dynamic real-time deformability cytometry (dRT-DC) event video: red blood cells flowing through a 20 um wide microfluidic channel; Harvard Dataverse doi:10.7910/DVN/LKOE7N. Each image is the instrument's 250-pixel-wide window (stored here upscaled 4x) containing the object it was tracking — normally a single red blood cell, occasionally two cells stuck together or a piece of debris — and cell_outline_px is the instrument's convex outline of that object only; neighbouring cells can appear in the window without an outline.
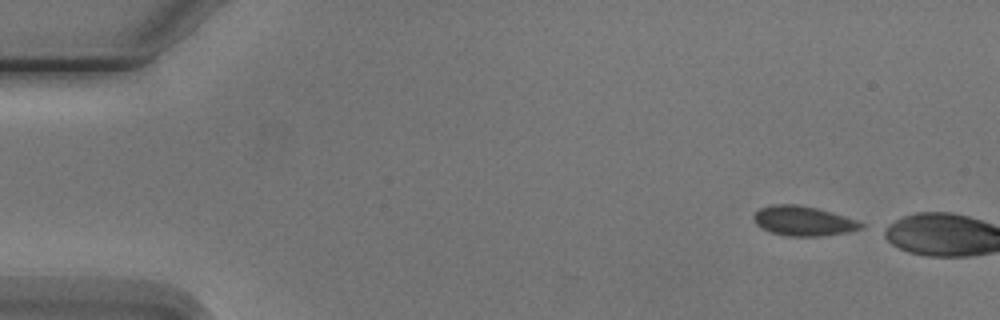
{"species": "Egyptian fruit bat (a non-hibernating species)", "species_latin": "Rousettus aegyptiacus", "temperature_condition": "cold", "stored_images_in_passage": 2, "camera_frame_rate_fps": 3000, "um_per_image_px": 0.085, "animal": {"sex": "male"}, "frame": {"image": 1, "passage_image": 1, "time_ms": 0.0, "image_size_px": [1000, 320], "cell_outline_px": [[864, 228], [848, 232], [820, 236], [788, 236], [772, 232], [756, 224], [752, 216], [760, 208], [772, 204], [796, 204], [816, 208], [832, 212], [856, 220], [864, 224]], "centroid_in_image_um": [68.29, 18.77], "position_along_channel_um": 16.7, "area_um2": 18.44}}